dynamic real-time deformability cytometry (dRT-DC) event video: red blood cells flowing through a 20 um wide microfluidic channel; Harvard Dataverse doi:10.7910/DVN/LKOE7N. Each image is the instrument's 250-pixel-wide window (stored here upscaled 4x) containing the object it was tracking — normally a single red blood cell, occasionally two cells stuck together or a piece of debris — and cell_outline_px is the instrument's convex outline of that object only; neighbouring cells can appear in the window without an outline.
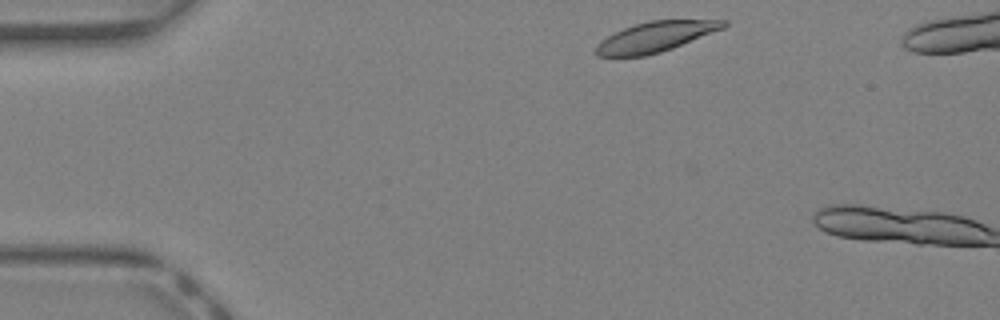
{"species": "Egyptian fruit bat (a non-hibernating species)", "species_latin": "Rousettus aegyptiacus", "temperature_condition": "warm", "stored_images_in_passage": 4, "camera_frame_rate_fps": 3000, "um_per_image_px": 0.085, "animal": {"sex": "female"}, "frame": {"image": 1, "passage_image": 2, "time_ms": 0.333, "image_size_px": [1000, 320], "cell_outline_px": [[728, 24], [724, 28], [672, 48], [660, 52], [644, 56], [596, 56], [596, 44], [600, 40], [624, 28], [648, 20], [728, 20]], "centroid_in_image_um": [55.71, 3.12], "position_along_channel_um": 29.3, "area_um2": 22.2}}